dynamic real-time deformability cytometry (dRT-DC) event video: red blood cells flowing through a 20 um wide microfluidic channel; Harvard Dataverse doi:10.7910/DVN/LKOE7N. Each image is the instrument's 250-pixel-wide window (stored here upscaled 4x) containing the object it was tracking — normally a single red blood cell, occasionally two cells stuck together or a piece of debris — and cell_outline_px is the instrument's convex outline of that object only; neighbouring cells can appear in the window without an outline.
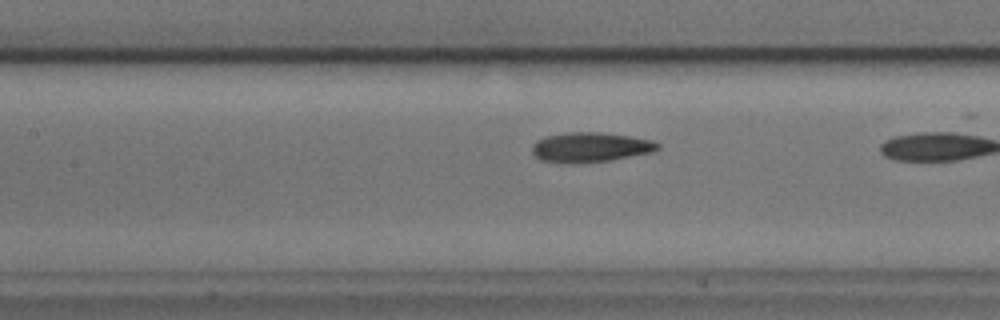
{"species": "common noctule bat (a hibernating species)", "species_latin": "Nyctalus noctula", "temperature_condition": "cold", "stored_images_in_passage": 22, "camera_frame_rate_fps": 3000, "um_per_image_px": 0.085, "animal": {"sex": "male", "body_mass_g": 17.9, "forearm_length_mm": 54.2}, "frame": {"image": 1, "passage_image": 21, "time_ms": 6.667, "image_size_px": [1000, 320], "cell_outline_px": [[660, 148], [656, 152], [612, 160], [576, 164], [560, 164], [540, 160], [532, 152], [532, 144], [536, 140], [544, 136], [572, 132], [600, 132], [628, 136], [652, 140], [660, 144]], "centroid_in_image_um": [50.18, 12.54], "position_along_channel_um": 157.2, "area_um2": 22.31}}